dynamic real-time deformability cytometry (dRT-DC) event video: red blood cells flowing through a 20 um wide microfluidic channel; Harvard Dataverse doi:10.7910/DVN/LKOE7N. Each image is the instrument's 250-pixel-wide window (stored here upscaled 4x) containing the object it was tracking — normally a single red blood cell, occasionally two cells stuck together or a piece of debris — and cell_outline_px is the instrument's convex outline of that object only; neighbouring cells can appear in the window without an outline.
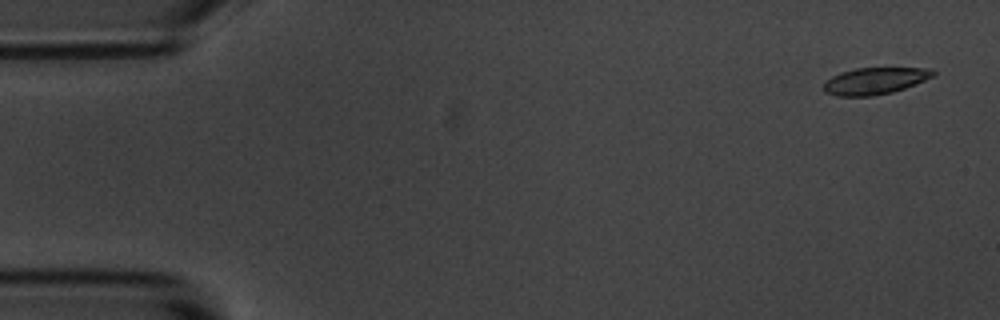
{"species": "common noctule bat (a hibernating species)", "species_latin": "Nyctalus noctula", "temperature_condition": "room temperature", "stored_images_in_passage": 6, "camera_frame_rate_fps": 3000, "um_per_image_px": 0.085, "animal": {"sex": "male", "body_mass_g": 20.1, "forearm_length_mm": 53.5}, "frame": {"image": 1, "passage_image": 1, "time_ms": 0.0, "image_size_px": [1000, 320], "cell_outline_px": [[936, 72], [932, 76], [924, 80], [904, 88], [892, 92], [872, 96], [836, 96], [824, 92], [824, 80], [840, 72], [856, 68], [932, 68]], "centroid_in_image_um": [74.32, 6.87], "position_along_channel_um": 10.7, "area_um2": 17.05}}
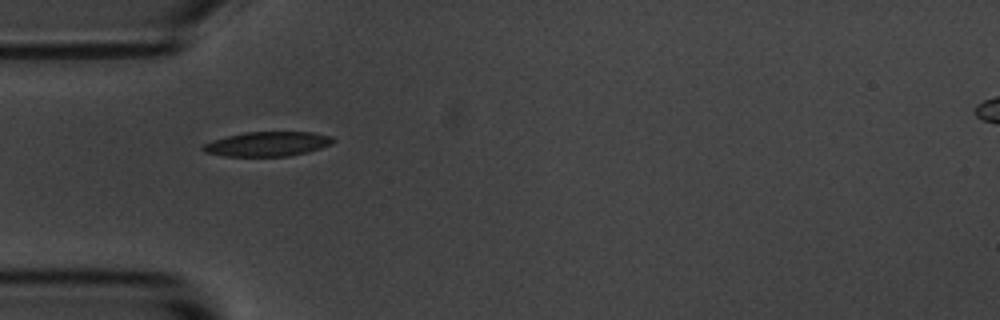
{"frame": {"image": 2, "passage_image": 5, "time_ms": 4.667, "image_size_px": [1000, 320], "cell_outline_px": [[336, 140], [332, 144], [308, 152], [288, 156], [224, 156], [204, 152], [200, 148], [200, 144], [212, 140], [244, 132], [312, 132], [332, 136]], "centroid_in_image_um": [22.71, 12.24], "position_along_channel_um": 62.3, "area_um2": 18.79}}